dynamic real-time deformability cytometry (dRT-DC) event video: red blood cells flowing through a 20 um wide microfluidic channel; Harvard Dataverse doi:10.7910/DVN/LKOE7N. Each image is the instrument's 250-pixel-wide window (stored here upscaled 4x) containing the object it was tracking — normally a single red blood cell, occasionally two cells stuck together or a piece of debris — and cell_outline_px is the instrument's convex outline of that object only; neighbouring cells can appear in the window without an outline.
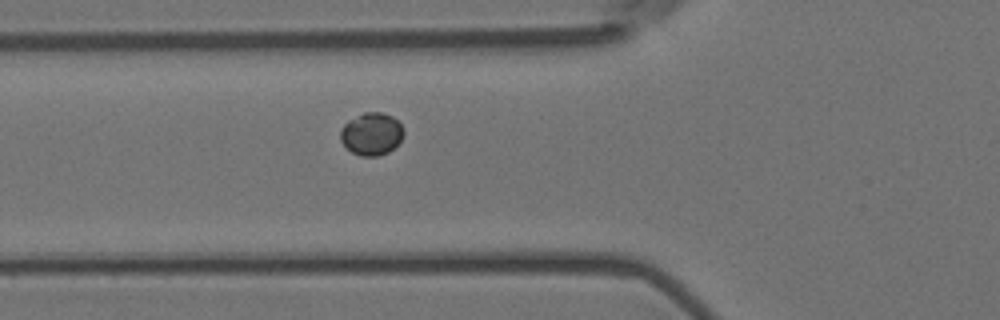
{"species": "Egyptian fruit bat (a non-hibernating species)", "species_latin": "Rousettus aegyptiacus", "temperature_condition": "room temperature", "stored_images_in_passage": 7, "camera_frame_rate_fps": 3000, "um_per_image_px": 0.085, "animal": {"sex": "female"}, "frame": {"image": 1, "passage_image": 7, "time_ms": 2.0, "image_size_px": [1000, 320], "cell_outline_px": [[404, 136], [388, 152], [376, 156], [360, 156], [352, 152], [340, 140], [340, 128], [348, 120], [364, 112], [384, 112], [392, 116], [400, 124], [404, 132]], "centroid_in_image_um": [31.56, 11.37], "position_along_channel_um": 94.2, "area_um2": 15.61}}